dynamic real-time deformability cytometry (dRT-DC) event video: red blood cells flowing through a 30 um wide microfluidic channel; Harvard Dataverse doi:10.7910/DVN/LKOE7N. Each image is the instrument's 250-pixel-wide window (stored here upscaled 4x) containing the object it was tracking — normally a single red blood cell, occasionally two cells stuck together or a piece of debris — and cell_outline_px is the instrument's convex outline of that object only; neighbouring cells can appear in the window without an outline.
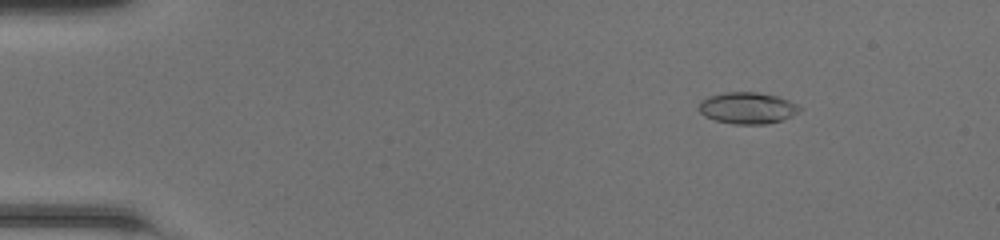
{"species": "common noctule bat (a hibernating species)", "species_latin": "Nyctalus noctula", "temperature_condition": "room temperature", "stored_images_in_passage": 49, "camera_frame_rate_fps": 3000, "um_per_image_px": 0.085, "animal": {"sex": "female", "body_mass_g": 20.0, "forearm_length_mm": 54.0}, "frame": {"image": 1, "passage_image": 7, "time_ms": 2.0, "image_size_px": [1000, 240], "cell_outline_px": [[800, 108], [792, 116], [780, 120], [764, 124], [732, 124], [716, 120], [704, 116], [700, 112], [700, 100], [708, 96], [724, 92], [756, 92], [776, 96], [788, 100], [796, 104]], "centroid_in_image_um": [63.48, 9.17], "position_along_channel_um": 21.5, "area_um2": 18.26}}
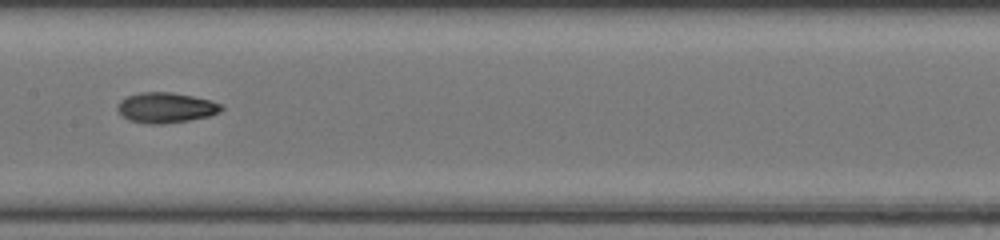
{"frame": {"image": 2, "passage_image": 26, "time_ms": 8.333, "image_size_px": [1000, 240], "cell_outline_px": [[224, 108], [220, 112], [208, 116], [188, 120], [164, 124], [152, 124], [128, 120], [116, 108], [120, 100], [128, 96], [140, 92], [172, 92], [212, 100], [220, 104]], "centroid_in_image_um": [14.11, 9.14], "position_along_channel_um": 193.3, "area_um2": 18.26}}
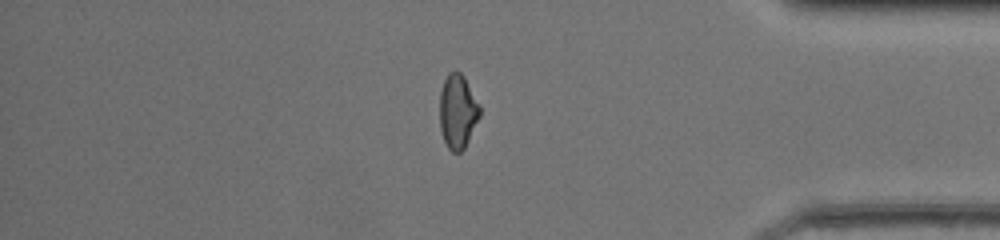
{"frame": {"image": 3, "passage_image": 42, "time_ms": 13.667, "image_size_px": [1000, 240], "cell_outline_px": [[480, 116], [464, 148], [460, 152], [452, 152], [448, 148], [444, 140], [440, 128], [440, 92], [444, 80], [448, 72], [460, 72], [464, 76], [480, 104]], "centroid_in_image_um": [38.9, 9.46], "position_along_channel_um": 396.3, "area_um2": 17.28}, "authors_computed_cell_mechanics": {"area_um2": 17.8602, "velocity_mm_per_s": 4.3144, "shape_relaxation_time_tau1_ms": 7.3226, "shape_relaxation_time_tau2_ms": 5.1694, "deformation_change_tau1": 0.2191, "deformation_change_tau2": 0.1206}}